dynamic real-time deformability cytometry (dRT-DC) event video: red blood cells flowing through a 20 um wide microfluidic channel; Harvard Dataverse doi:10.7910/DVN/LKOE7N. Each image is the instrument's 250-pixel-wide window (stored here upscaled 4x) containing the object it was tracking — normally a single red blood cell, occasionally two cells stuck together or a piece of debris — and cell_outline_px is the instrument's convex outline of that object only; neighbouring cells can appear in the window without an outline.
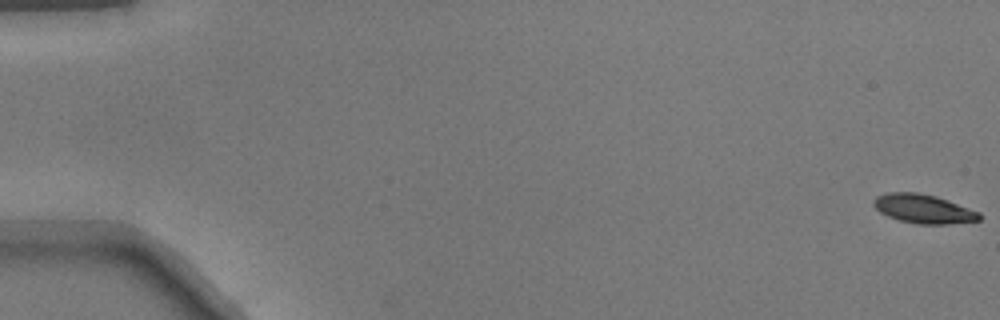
{"species": "common noctule bat (a hibernating species)", "species_latin": "Nyctalus noctula", "temperature_condition": "warm", "stored_images_in_passage": 52, "camera_frame_rate_fps": 3000, "um_per_image_px": 0.085, "animal": {"sex": "male", "body_mass_g": 17.9}, "frame": {"image": 1, "passage_image": 1, "time_ms": 0.0, "image_size_px": [1000, 320], "cell_outline_px": [[980, 220], [948, 224], [916, 224], [900, 220], [888, 216], [880, 212], [872, 204], [872, 200], [876, 196], [888, 192], [916, 192], [936, 196], [948, 200], [980, 212]], "centroid_in_image_um": [78.47, 17.74], "position_along_channel_um": 6.5, "area_um2": 17.86}}
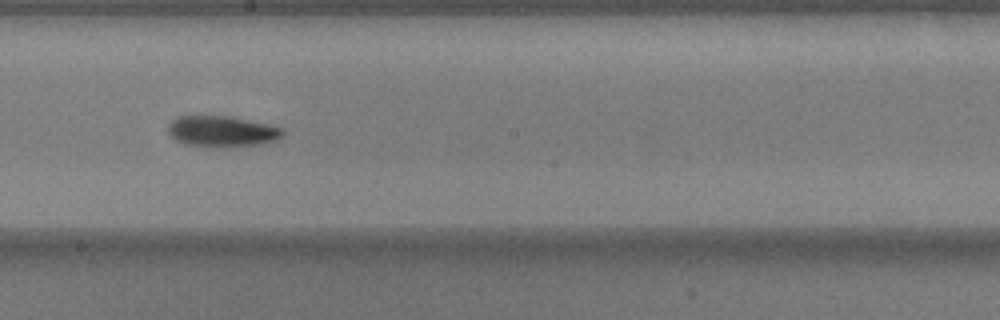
{"frame": {"image": 2, "passage_image": 30, "time_ms": 9.667, "image_size_px": [1000, 320], "cell_outline_px": [[284, 132], [280, 140], [264, 144], [232, 148], [204, 148], [184, 144], [176, 140], [168, 132], [168, 124], [176, 116], [228, 116], [268, 124], [284, 128]], "centroid_in_image_um": [18.9, 11.21], "position_along_channel_um": 229.3, "area_um2": 21.44}}
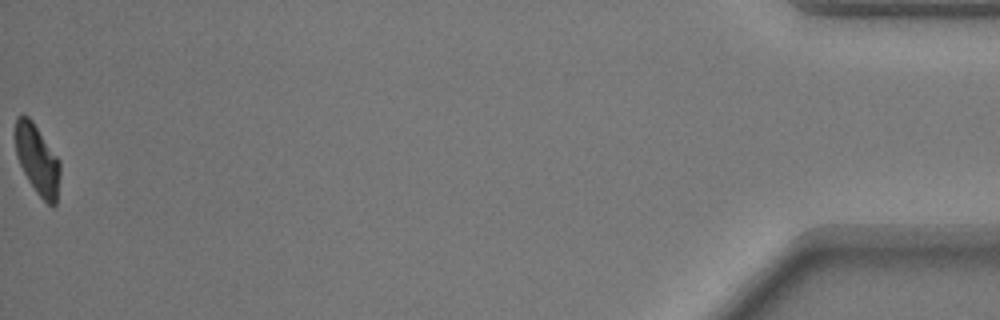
{"frame": {"image": 3, "passage_image": 52, "time_ms": 17.0, "image_size_px": [1000, 320], "cell_outline_px": [[60, 176], [56, 204], [52, 208], [36, 192], [28, 180], [16, 156], [16, 116], [28, 116], [32, 120], [60, 160]], "centroid_in_image_um": [3.2, 13.6], "position_along_channel_um": 432.0, "area_um2": 18.09}}